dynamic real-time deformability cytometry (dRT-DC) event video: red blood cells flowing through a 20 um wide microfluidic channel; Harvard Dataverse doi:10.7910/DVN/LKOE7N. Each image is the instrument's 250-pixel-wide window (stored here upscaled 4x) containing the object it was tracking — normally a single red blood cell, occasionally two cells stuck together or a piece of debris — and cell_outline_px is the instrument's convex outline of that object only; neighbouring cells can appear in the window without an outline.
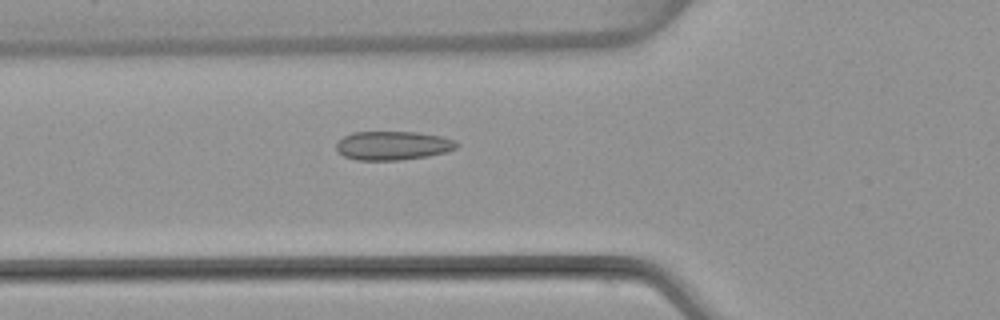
{"species": "common noctule bat (a hibernating species)", "species_latin": "Nyctalus noctula", "temperature_condition": "warm", "stored_images_in_passage": 43, "camera_frame_rate_fps": 3000, "um_per_image_px": 0.085, "animal": {"sex": "female", "body_mass_g": 22.7, "forearm_length_mm": 54.2}, "frame": {"image": 1, "passage_image": 10, "time_ms": 3.0, "image_size_px": [1000, 320], "cell_outline_px": [[460, 144], [456, 148], [448, 152], [428, 156], [396, 160], [356, 160], [344, 156], [336, 148], [336, 144], [344, 136], [352, 132], [420, 132], [440, 136], [452, 140]], "centroid_in_image_um": [33.41, 12.37], "position_along_channel_um": 92.4, "area_um2": 20.17}}
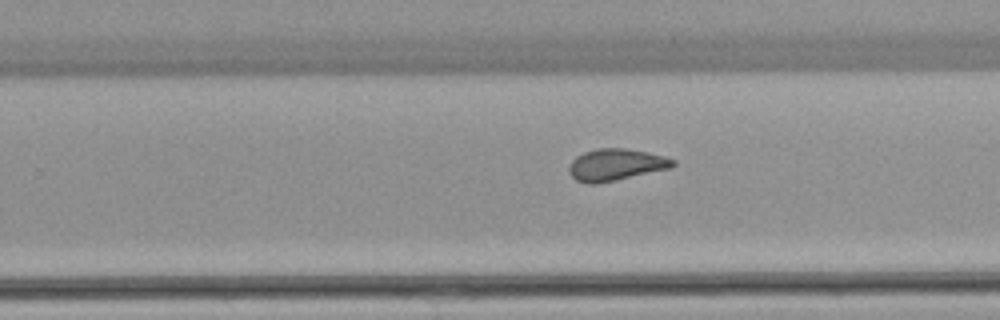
{"frame": {"image": 2, "passage_image": 24, "time_ms": 7.667, "image_size_px": [1000, 320], "cell_outline_px": [[676, 164], [672, 168], [616, 180], [596, 184], [588, 184], [576, 180], [568, 172], [568, 168], [572, 160], [576, 156], [584, 152], [596, 148], [624, 148], [648, 152], [664, 156], [676, 160]], "centroid_in_image_um": [52.35, 14.0], "position_along_channel_um": 277.4, "area_um2": 19.42}}
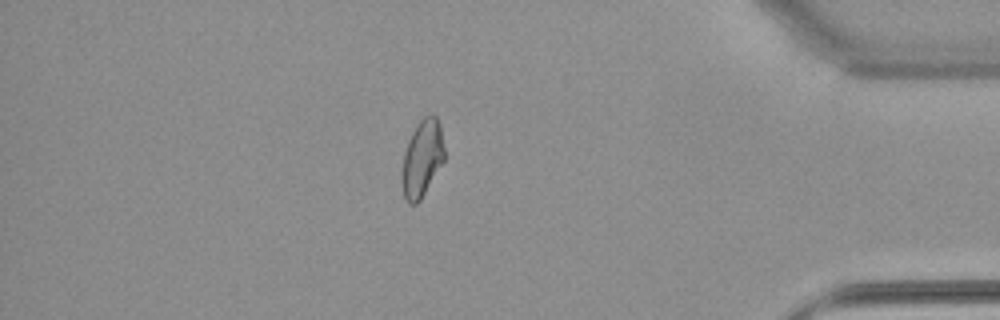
{"frame": {"image": 3, "passage_image": 36, "time_ms": 11.667, "image_size_px": [1000, 320], "cell_outline_px": [[444, 160], [420, 200], [416, 204], [408, 204], [404, 196], [400, 184], [400, 172], [404, 152], [408, 140], [416, 124], [424, 116], [432, 112], [436, 116], [440, 124], [444, 148]], "centroid_in_image_um": [35.84, 13.45], "position_along_channel_um": 399.4, "area_um2": 19.36}, "authors_computed_cell_mechanics": {"area_um2": 19.4786, "velocity_mm_per_s": 3.9664, "shape_relaxation_time_tau1_ms": null, "shape_relaxation_time_tau2_ms": 0.8186, "deformation_change_tau1": null, "deformation_change_tau2": 0.0558}}